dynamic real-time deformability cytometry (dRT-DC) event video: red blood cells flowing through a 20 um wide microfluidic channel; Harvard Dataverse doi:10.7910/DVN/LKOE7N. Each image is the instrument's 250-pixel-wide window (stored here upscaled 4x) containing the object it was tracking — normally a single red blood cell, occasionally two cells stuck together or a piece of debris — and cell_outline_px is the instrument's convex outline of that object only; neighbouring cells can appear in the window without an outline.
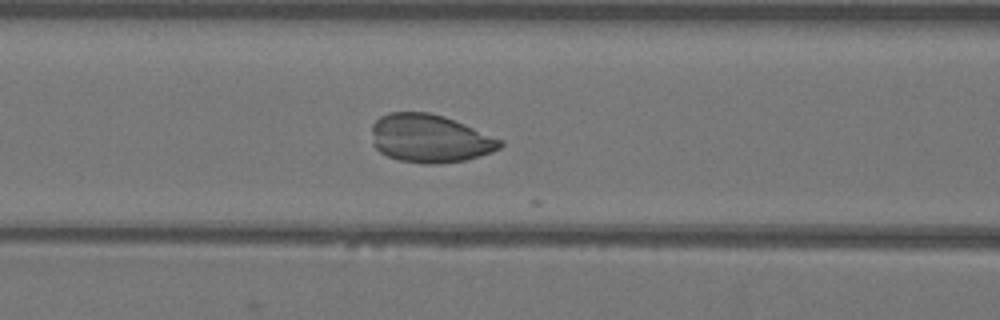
{"species": "Egyptian fruit bat (a non-hibernating species)", "species_latin": "Rousettus aegyptiacus", "temperature_condition": "warm", "stored_images_in_passage": 12, "camera_frame_rate_fps": 3000, "um_per_image_px": 0.085, "animal": {"sex": "female"}, "frame": {"image": 1, "passage_image": 7, "time_ms": 2.0, "image_size_px": [1000, 320], "cell_outline_px": [[504, 144], [500, 148], [492, 152], [480, 156], [464, 160], [432, 164], [428, 164], [400, 160], [388, 156], [380, 152], [372, 144], [372, 124], [380, 116], [388, 112], [428, 112], [444, 116], [504, 140]], "centroid_in_image_um": [36.53, 11.76], "position_along_channel_um": 130.1, "area_um2": 36.07}}
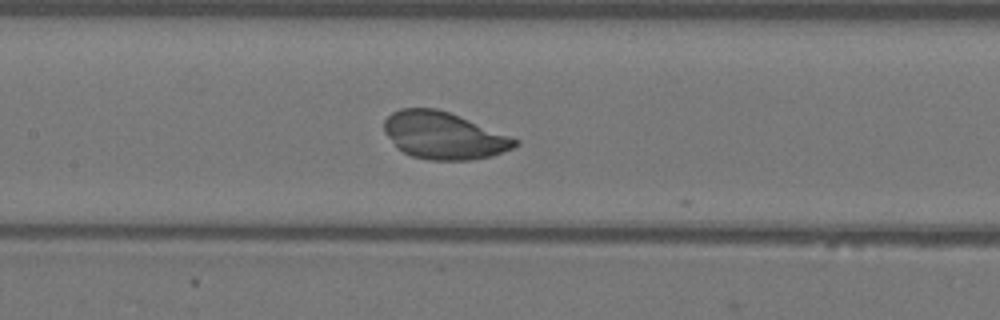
{"frame": {"image": 2, "passage_image": 10, "time_ms": 3.0, "image_size_px": [1000, 320], "cell_outline_px": [[520, 144], [512, 148], [492, 156], [468, 160], [428, 160], [412, 156], [396, 148], [384, 132], [384, 120], [392, 112], [400, 108], [436, 108], [460, 116], [520, 140]], "centroid_in_image_um": [37.7, 11.52], "position_along_channel_um": 169.7, "area_um2": 35.95}}